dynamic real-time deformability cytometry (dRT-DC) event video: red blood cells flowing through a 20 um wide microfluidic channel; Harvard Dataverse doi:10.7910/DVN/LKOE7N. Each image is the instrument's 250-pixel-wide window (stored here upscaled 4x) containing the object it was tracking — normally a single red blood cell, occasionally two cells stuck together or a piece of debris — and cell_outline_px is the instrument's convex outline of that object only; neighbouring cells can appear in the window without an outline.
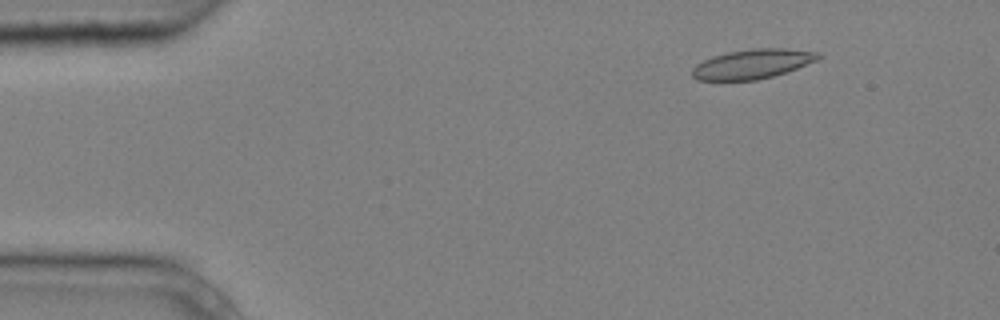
{"species": "common noctule bat (a hibernating species)", "species_latin": "Nyctalus noctula", "temperature_condition": "cold", "stored_images_in_passage": 5, "camera_frame_rate_fps": 3000, "um_per_image_px": 0.085, "animal": {"sex": "male", "body_mass_g": 20.4}, "frame": {"image": 1, "passage_image": 2, "time_ms": 0.333, "image_size_px": [1000, 320], "cell_outline_px": [[824, 56], [816, 60], [796, 68], [772, 76], [756, 80], [696, 80], [692, 76], [692, 68], [696, 64], [712, 56], [728, 52], [752, 48], [784, 48], [820, 52]], "centroid_in_image_um": [63.95, 5.43], "position_along_channel_um": 21.0, "area_um2": 21.62}}
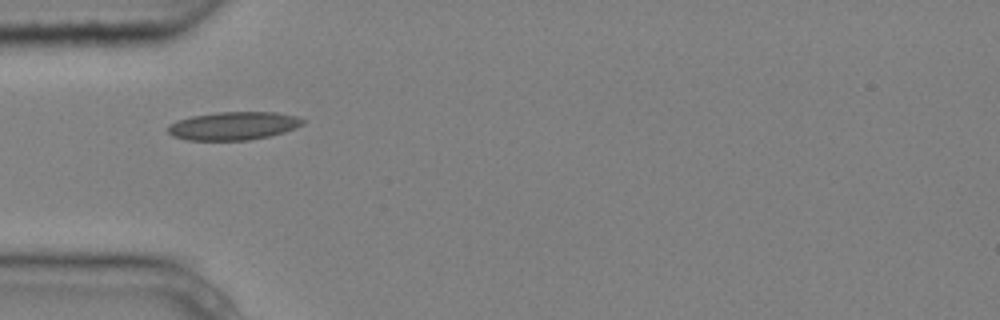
{"frame": {"image": 2, "passage_image": 5, "time_ms": 1.333, "image_size_px": [1000, 320], "cell_outline_px": [[308, 120], [304, 124], [296, 128], [284, 132], [268, 136], [248, 140], [184, 140], [172, 136], [168, 132], [168, 124], [176, 120], [192, 116], [216, 112], [276, 112], [296, 116]], "centroid_in_image_um": [19.85, 10.69], "position_along_channel_um": 65.2, "area_um2": 22.37}}